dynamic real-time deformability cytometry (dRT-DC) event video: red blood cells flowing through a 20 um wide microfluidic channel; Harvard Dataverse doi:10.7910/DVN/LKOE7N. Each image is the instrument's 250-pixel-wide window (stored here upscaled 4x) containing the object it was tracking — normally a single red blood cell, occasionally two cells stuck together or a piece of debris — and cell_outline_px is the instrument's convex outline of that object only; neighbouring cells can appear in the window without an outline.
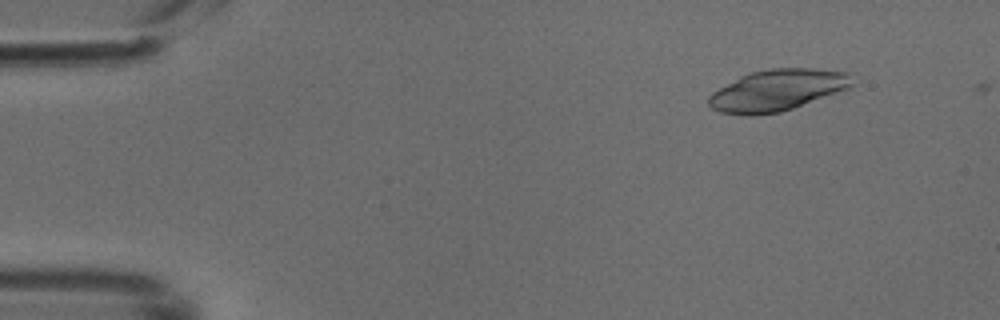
{"species": "common noctule bat (a hibernating species)", "species_latin": "Nyctalus noctula", "temperature_condition": "cold", "stored_images_in_passage": 2, "camera_frame_rate_fps": 3000, "um_per_image_px": 0.085, "animal": {"sex": "male", "body_mass_g": 18.8}, "frame": {"image": 1, "passage_image": 1, "time_ms": 0.0, "image_size_px": [1000, 320], "cell_outline_px": [[852, 84], [848, 88], [792, 108], [780, 112], [756, 116], [744, 116], [720, 112], [712, 108], [708, 104], [708, 96], [712, 92], [740, 76], [752, 72], [768, 68], [812, 68], [848, 72]], "centroid_in_image_um": [66.0, 7.68], "position_along_channel_um": 19.0, "area_um2": 34.39}}